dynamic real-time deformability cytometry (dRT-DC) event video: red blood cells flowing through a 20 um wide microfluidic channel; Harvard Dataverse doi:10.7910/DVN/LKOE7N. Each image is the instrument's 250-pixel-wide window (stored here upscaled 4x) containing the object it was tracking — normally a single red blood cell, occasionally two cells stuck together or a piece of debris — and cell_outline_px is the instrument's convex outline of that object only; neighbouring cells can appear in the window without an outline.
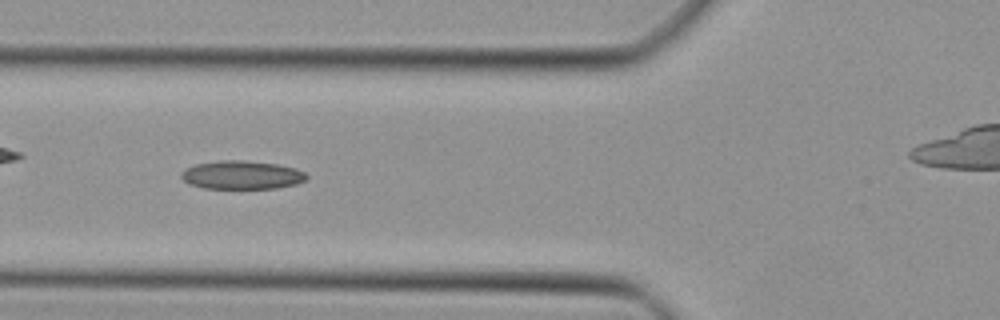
{"species": "Egyptian fruit bat (a non-hibernating species)", "species_latin": "Rousettus aegyptiacus", "temperature_condition": "cold", "stored_images_in_passage": 47, "camera_frame_rate_fps": 3000, "um_per_image_px": 0.085, "animal": {"sex": "female"}, "frame": {"image": 1, "passage_image": 17, "time_ms": 5.333, "image_size_px": [1000, 320], "cell_outline_px": [[308, 176], [304, 180], [296, 184], [276, 188], [204, 188], [188, 184], [180, 176], [180, 172], [184, 168], [196, 164], [220, 160], [244, 160], [276, 164], [296, 168], [304, 172]], "centroid_in_image_um": [20.51, 14.87], "position_along_channel_um": 105.3, "area_um2": 20.81}}
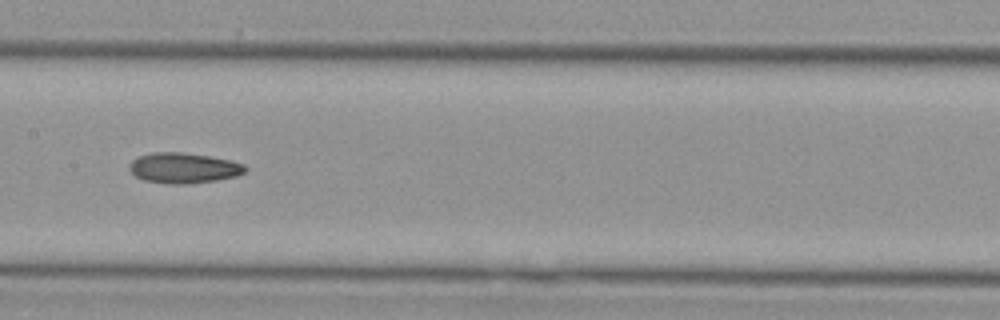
{"frame": {"image": 2, "passage_image": 23, "time_ms": 7.333, "image_size_px": [1000, 320], "cell_outline_px": [[248, 168], [244, 172], [236, 176], [216, 180], [188, 184], [168, 184], [144, 180], [136, 176], [128, 168], [128, 164], [132, 160], [140, 156], [152, 152], [184, 152], [232, 160], [244, 164]], "centroid_in_image_um": [15.61, 14.27], "position_along_channel_um": 191.8, "area_um2": 20.63}}
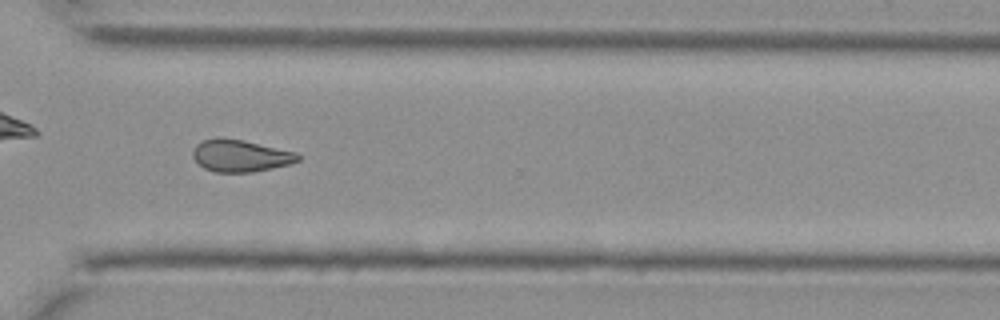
{"frame": {"image": 3, "passage_image": 34, "time_ms": 11.0, "image_size_px": [1000, 320], "cell_outline_px": [[300, 160], [292, 164], [252, 172], [216, 172], [204, 168], [192, 156], [192, 152], [196, 144], [204, 140], [216, 136], [220, 136], [244, 140], [296, 152], [300, 156]], "centroid_in_image_um": [20.44, 13.22], "position_along_channel_um": 350.2, "area_um2": 19.83}}